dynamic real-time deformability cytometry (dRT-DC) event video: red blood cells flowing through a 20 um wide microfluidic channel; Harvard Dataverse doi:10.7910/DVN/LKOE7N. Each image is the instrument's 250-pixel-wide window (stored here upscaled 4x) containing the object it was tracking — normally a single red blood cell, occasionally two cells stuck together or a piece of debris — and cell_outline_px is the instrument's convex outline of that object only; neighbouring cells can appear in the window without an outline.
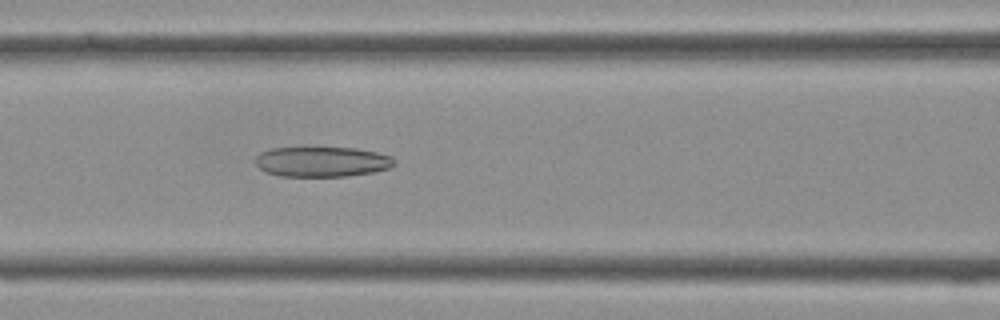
{"species": "Egyptian fruit bat (a non-hibernating species)", "species_latin": "Rousettus aegyptiacus", "temperature_condition": "cold", "stored_images_in_passage": 41, "camera_frame_rate_fps": 3000, "um_per_image_px": 0.085, "frame": {"image": 1, "passage_image": 17, "time_ms": 5.333, "image_size_px": [1000, 320], "cell_outline_px": [[396, 164], [388, 168], [372, 172], [348, 176], [280, 176], [264, 172], [256, 164], [256, 156], [260, 152], [272, 148], [308, 144], [356, 148], [376, 152], [392, 156], [396, 160]], "centroid_in_image_um": [27.33, 13.69], "position_along_channel_um": 139.3, "area_um2": 25.61}}
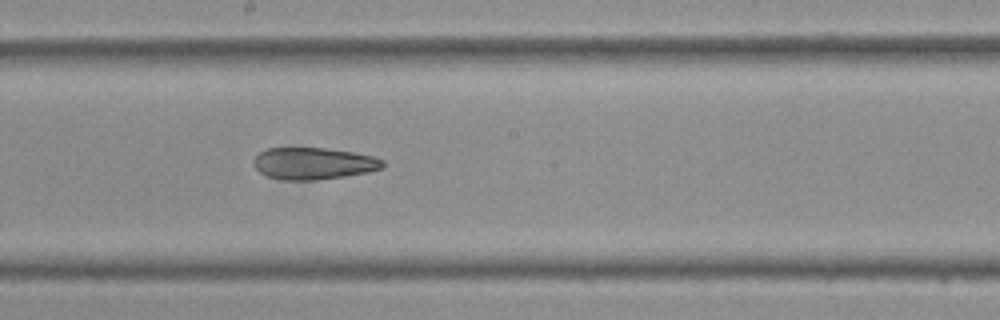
{"frame": {"image": 2, "passage_image": 22, "time_ms": 7.0, "image_size_px": [1000, 320], "cell_outline_px": [[384, 168], [368, 172], [344, 176], [312, 180], [280, 180], [268, 176], [260, 172], [252, 164], [252, 160], [260, 152], [268, 148], [328, 148], [352, 152], [372, 156], [384, 160]], "centroid_in_image_um": [26.64, 13.89], "position_along_channel_um": 221.6, "area_um2": 23.99}}
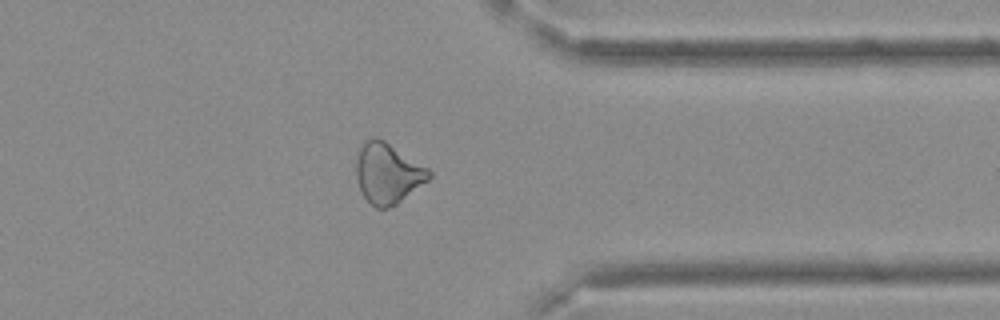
{"frame": {"image": 3, "passage_image": 32, "time_ms": 10.333, "image_size_px": [1000, 320], "cell_outline_px": [[432, 176], [428, 180], [396, 204], [388, 208], [376, 208], [364, 196], [360, 188], [356, 176], [356, 160], [360, 148], [364, 140], [372, 136], [384, 140], [428, 168], [432, 172]], "centroid_in_image_um": [32.95, 14.71], "position_along_channel_um": 378.5, "area_um2": 25.37}}